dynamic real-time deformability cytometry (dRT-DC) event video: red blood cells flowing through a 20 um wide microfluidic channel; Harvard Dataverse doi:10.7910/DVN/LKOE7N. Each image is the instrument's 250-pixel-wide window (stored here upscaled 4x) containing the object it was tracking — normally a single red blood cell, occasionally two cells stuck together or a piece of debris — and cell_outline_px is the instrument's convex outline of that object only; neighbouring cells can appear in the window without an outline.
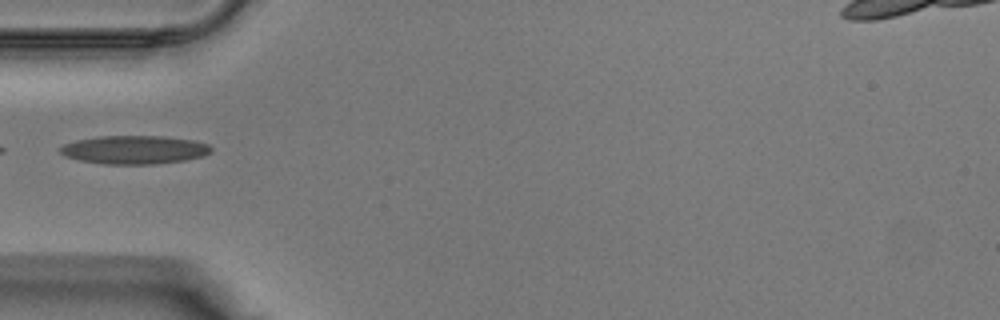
{"species": "Egyptian fruit bat (a non-hibernating species)", "species_latin": "Rousettus aegyptiacus", "temperature_condition": "warm", "stored_images_in_passage": 11, "camera_frame_rate_fps": 3000, "um_per_image_px": 0.085, "animal": {"sex": "male"}, "frame": {"image": 1, "passage_image": 1, "time_ms": 0.0, "image_size_px": [1000, 320], "cell_outline_px": [[212, 152], [204, 156], [184, 160], [152, 164], [104, 164], [80, 160], [64, 156], [60, 152], [60, 148], [64, 144], [76, 140], [100, 136], [164, 136], [192, 140], [208, 144], [212, 148]], "centroid_in_image_um": [11.43, 12.73], "position_along_channel_um": 73.6, "area_um2": 24.97}}
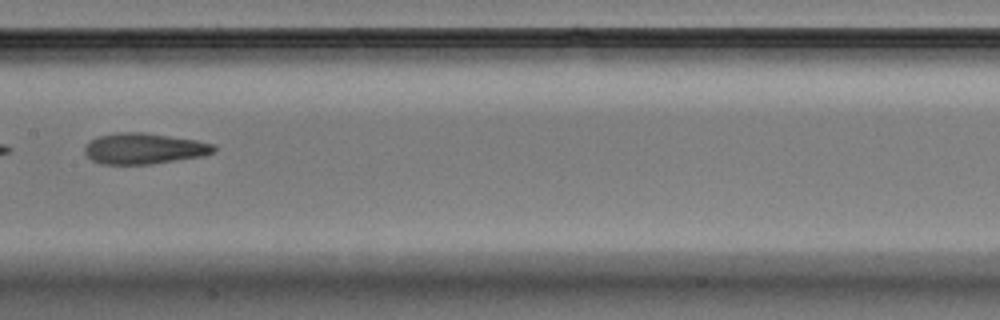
{"frame": {"image": 2, "passage_image": 8, "time_ms": 2.333, "image_size_px": [1000, 320], "cell_outline_px": [[216, 152], [204, 156], [152, 164], [100, 164], [92, 160], [84, 152], [84, 148], [92, 140], [100, 136], [120, 132], [144, 132], [196, 140], [216, 144]], "centroid_in_image_um": [12.3, 12.63], "position_along_channel_um": 195.1, "area_um2": 23.29}}